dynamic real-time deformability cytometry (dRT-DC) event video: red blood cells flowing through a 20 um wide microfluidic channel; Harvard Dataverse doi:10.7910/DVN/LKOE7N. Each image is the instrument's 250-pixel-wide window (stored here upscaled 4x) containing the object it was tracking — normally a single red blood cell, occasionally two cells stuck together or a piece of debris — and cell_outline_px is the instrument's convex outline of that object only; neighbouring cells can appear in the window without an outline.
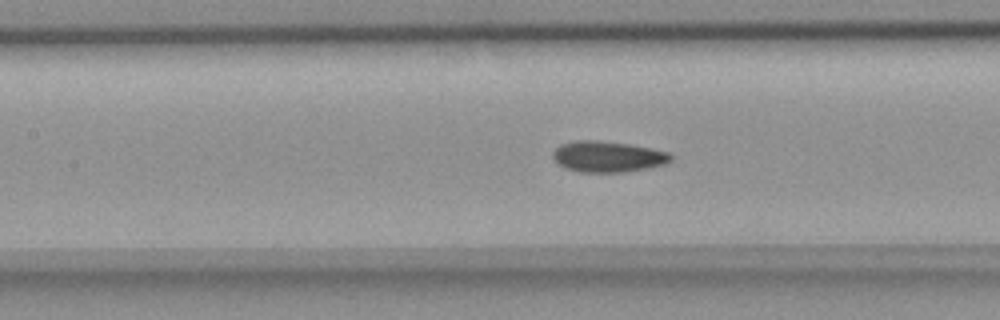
{"species": "common noctule bat (a hibernating species)", "species_latin": "Nyctalus noctula", "temperature_condition": "room temperature", "stored_images_in_passage": 55, "camera_frame_rate_fps": 3000, "um_per_image_px": 0.085, "animal": {"sex": "female", "body_mass_g": 18.4}, "frame": {"image": 1, "passage_image": 24, "time_ms": 7.667, "image_size_px": [1000, 320], "cell_outline_px": [[672, 160], [664, 164], [648, 168], [624, 172], [580, 172], [564, 168], [556, 164], [552, 156], [552, 152], [560, 144], [576, 140], [596, 140], [632, 144], [652, 148], [668, 152], [672, 156]], "centroid_in_image_um": [51.63, 13.31], "position_along_channel_um": 155.8, "area_um2": 21.56}, "authors_computed_cell_mechanics": {"area_um2": 20.9814, "velocity_mm_per_s": 3.6742, "shape_relaxation_time_tau1_ms": 10.9973, "shape_relaxation_time_tau2_ms": 1.8765, "deformation_change_tau1": 0.1844, "deformation_change_tau2": 0.0563}}